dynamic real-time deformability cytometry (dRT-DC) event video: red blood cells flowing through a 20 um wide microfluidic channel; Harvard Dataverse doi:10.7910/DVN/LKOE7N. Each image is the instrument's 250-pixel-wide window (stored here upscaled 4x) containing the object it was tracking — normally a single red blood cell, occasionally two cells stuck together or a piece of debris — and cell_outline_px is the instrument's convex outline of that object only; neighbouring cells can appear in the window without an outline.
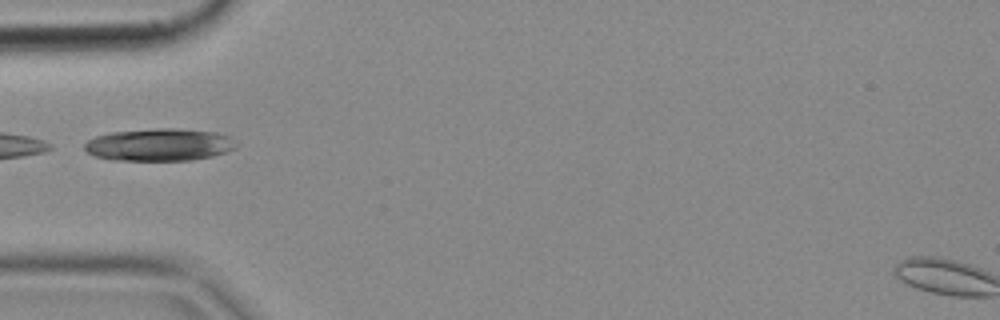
{"species": "common noctule bat (a hibernating species)", "species_latin": "Nyctalus noctula", "temperature_condition": "cold", "stored_images_in_passage": 4, "camera_frame_rate_fps": 3000, "um_per_image_px": 0.085, "animal": {"sex": "female", "body_mass_g": 18.4}, "frame": {"image": 1, "passage_image": 4, "time_ms": 1.0, "image_size_px": [1000, 320], "cell_outline_px": [[236, 148], [212, 156], [192, 160], [112, 160], [96, 156], [88, 152], [84, 148], [84, 144], [88, 140], [96, 136], [112, 132], [156, 128], [180, 128], [216, 132], [228, 136], [236, 144]], "centroid_in_image_um": [13.54, 12.29], "position_along_channel_um": 71.5, "area_um2": 28.55}}